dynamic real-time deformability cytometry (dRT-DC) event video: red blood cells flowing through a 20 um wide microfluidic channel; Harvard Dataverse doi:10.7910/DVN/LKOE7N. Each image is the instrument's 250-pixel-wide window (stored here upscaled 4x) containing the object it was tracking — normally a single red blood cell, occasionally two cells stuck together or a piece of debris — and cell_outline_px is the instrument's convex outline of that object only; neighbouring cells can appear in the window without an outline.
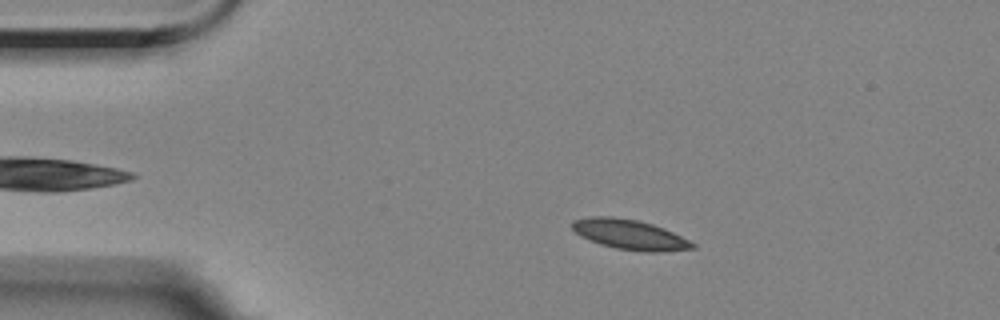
{"species": "Egyptian fruit bat (a non-hibernating species)", "species_latin": "Rousettus aegyptiacus", "temperature_condition": "room temperature", "stored_images_in_passage": 57, "camera_frame_rate_fps": 3000, "um_per_image_px": 0.085, "animal": {"sex": "female"}, "frame": {"image": 1, "passage_image": 10, "time_ms": 3.0, "image_size_px": [1000, 320], "cell_outline_px": [[696, 248], [660, 252], [644, 252], [616, 248], [600, 244], [588, 240], [580, 236], [572, 228], [572, 224], [576, 220], [592, 216], [608, 216], [636, 220], [652, 224], [664, 228], [696, 244]], "centroid_in_image_um": [53.54, 19.95], "position_along_channel_um": 31.5, "area_um2": 20.81}}
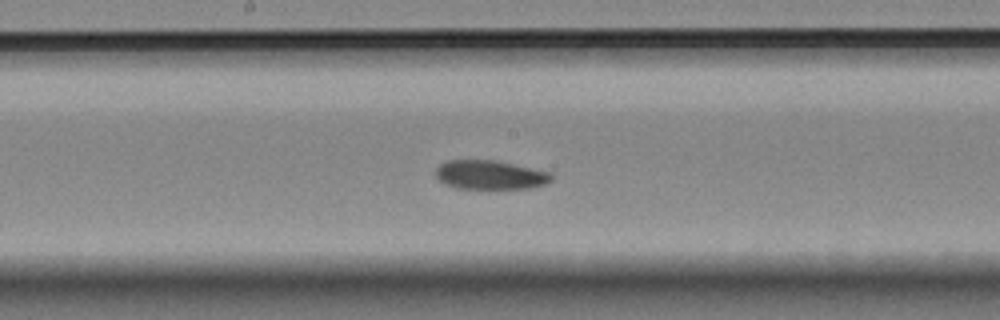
{"frame": {"image": 2, "passage_image": 29, "time_ms": 9.333, "image_size_px": [1000, 320], "cell_outline_px": [[552, 180], [544, 184], [532, 188], [456, 188], [444, 184], [436, 176], [436, 168], [440, 164], [448, 160], [496, 160], [548, 172], [552, 176]], "centroid_in_image_um": [41.62, 14.86], "position_along_channel_um": 206.6, "area_um2": 19.36}}
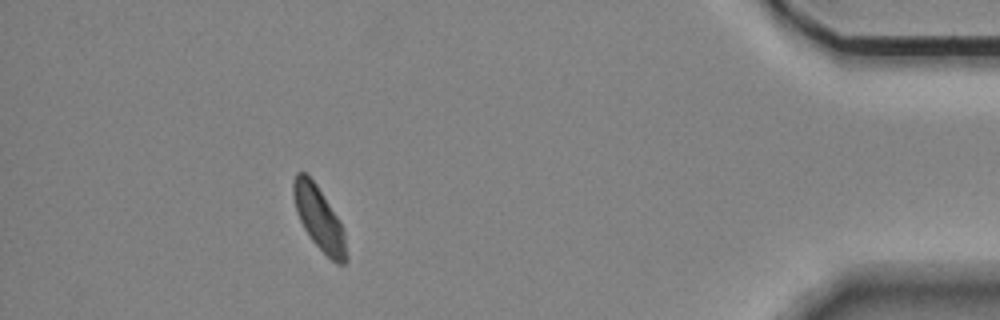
{"frame": {"image": 3, "passage_image": 51, "time_ms": 16.667, "image_size_px": [1000, 320], "cell_outline_px": [[348, 260], [344, 264], [336, 264], [312, 240], [304, 228], [296, 212], [292, 192], [292, 184], [296, 172], [304, 172], [316, 184], [340, 220], [344, 232], [348, 256]], "centroid_in_image_um": [27.13, 18.57], "position_along_channel_um": 408.1, "area_um2": 19.48}}